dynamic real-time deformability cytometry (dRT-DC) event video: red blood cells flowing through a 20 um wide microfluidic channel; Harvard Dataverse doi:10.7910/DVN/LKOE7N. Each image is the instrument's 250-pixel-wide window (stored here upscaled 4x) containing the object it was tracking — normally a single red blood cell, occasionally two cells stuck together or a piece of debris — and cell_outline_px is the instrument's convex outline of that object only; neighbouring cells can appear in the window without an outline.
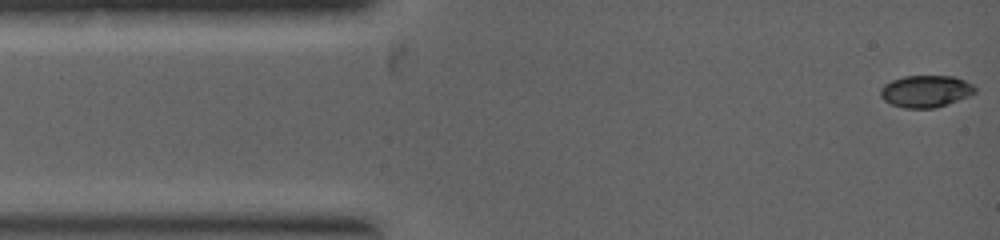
{"species": "common noctule bat (a hibernating species)", "species_latin": "Nyctalus noctula", "temperature_condition": "warm", "stored_images_in_passage": 12, "camera_frame_rate_fps": 5000, "um_per_image_px": 0.085, "animal": {"sex": "female", "body_mass_g": 19.0, "forearm_length_mm": 53.3}, "frame": {"image": 1, "passage_image": 1, "time_ms": 0.0, "image_size_px": [1000, 240], "cell_outline_px": [[976, 92], [968, 96], [948, 104], [936, 108], [904, 108], [892, 104], [884, 100], [880, 96], [880, 88], [884, 84], [892, 80], [904, 76], [952, 76], [964, 80], [972, 84], [976, 88]], "centroid_in_image_um": [78.68, 7.76], "position_along_channel_um": 6.3, "area_um2": 17.63}}
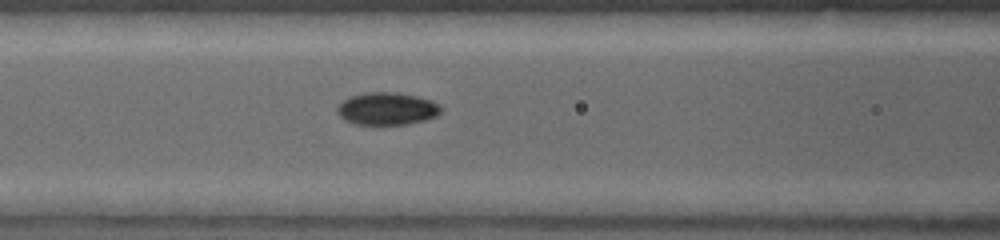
{"frame": {"image": 2, "passage_image": 9, "time_ms": 3.0, "image_size_px": [1000, 240], "cell_outline_px": [[444, 108], [436, 116], [424, 120], [408, 124], [352, 124], [344, 120], [336, 112], [336, 108], [344, 100], [352, 96], [368, 92], [396, 92], [416, 96], [432, 100], [440, 104]], "centroid_in_image_um": [32.91, 9.24], "position_along_channel_um": 133.7, "area_um2": 19.71}}
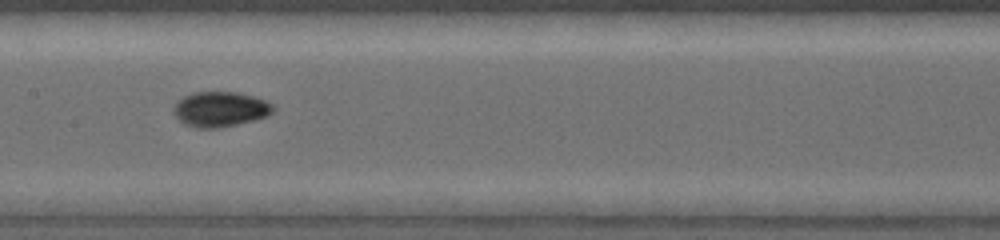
{"frame": {"image": 3, "passage_image": 11, "time_ms": 3.8, "image_size_px": [1000, 240], "cell_outline_px": [[276, 108], [268, 116], [256, 120], [216, 128], [196, 128], [184, 124], [172, 112], [172, 108], [176, 100], [192, 92], [236, 92], [252, 96], [264, 100], [272, 104]], "centroid_in_image_um": [18.69, 9.28], "position_along_channel_um": 188.7, "area_um2": 20.52}}